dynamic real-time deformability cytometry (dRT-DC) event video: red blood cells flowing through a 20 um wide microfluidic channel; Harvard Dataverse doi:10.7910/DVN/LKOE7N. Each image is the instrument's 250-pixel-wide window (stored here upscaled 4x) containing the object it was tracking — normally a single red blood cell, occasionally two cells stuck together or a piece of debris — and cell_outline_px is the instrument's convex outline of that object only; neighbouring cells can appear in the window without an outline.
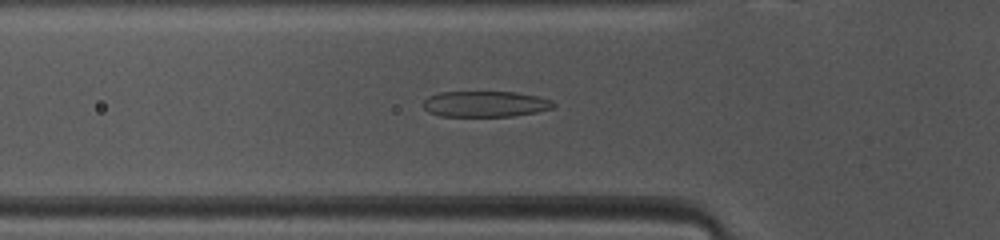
{"species": "common noctule bat (a hibernating species)", "species_latin": "Nyctalus noctula", "temperature_condition": "warm", "stored_images_in_passage": 47, "camera_frame_rate_fps": 3000, "um_per_image_px": 0.085, "animal": {"sex": "female", "body_mass_g": 10.0, "forearm_length_mm": 53.1}, "frame": {"image": 1, "passage_image": 14, "time_ms": 4.333, "image_size_px": [1000, 240], "cell_outline_px": [[556, 104], [552, 108], [536, 112], [512, 116], [440, 116], [428, 112], [424, 108], [424, 100], [428, 96], [440, 92], [516, 92], [536, 96], [552, 100]], "centroid_in_image_um": [41.24, 8.84], "position_along_channel_um": 84.6, "area_um2": 19.59}}
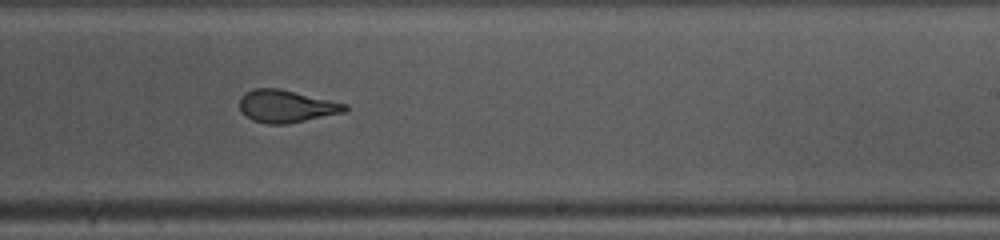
{"frame": {"image": 2, "passage_image": 27, "time_ms": 8.667, "image_size_px": [1000, 240], "cell_outline_px": [[348, 108], [344, 112], [284, 124], [268, 124], [252, 120], [244, 116], [240, 108], [240, 96], [244, 92], [256, 88], [276, 88], [348, 104]], "centroid_in_image_um": [24.28, 9.03], "position_along_channel_um": 264.7, "area_um2": 19.65}}
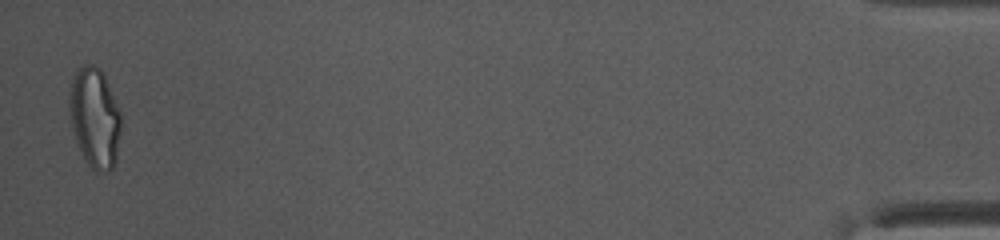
{"frame": {"image": 3, "passage_image": 46, "time_ms": 15.0, "image_size_px": [1000, 240], "cell_outline_px": [[120, 132], [116, 160], [112, 168], [108, 172], [96, 172], [84, 160], [76, 144], [72, 128], [68, 108], [68, 100], [72, 76], [84, 64], [92, 64], [100, 68], [104, 72], [120, 112]], "centroid_in_image_um": [8.03, 10.01], "position_along_channel_um": 427.2, "area_um2": 30.52}, "authors_computed_cell_mechanics": {"area_um2": 21.7906, "velocity_mm_per_s": 4.1304, "shape_relaxation_time_tau1_ms": 4.785, "shape_relaxation_time_tau2_ms": 0.9602, "deformation_change_tau1": 0.2042, "deformation_change_tau2": 0.0879}}